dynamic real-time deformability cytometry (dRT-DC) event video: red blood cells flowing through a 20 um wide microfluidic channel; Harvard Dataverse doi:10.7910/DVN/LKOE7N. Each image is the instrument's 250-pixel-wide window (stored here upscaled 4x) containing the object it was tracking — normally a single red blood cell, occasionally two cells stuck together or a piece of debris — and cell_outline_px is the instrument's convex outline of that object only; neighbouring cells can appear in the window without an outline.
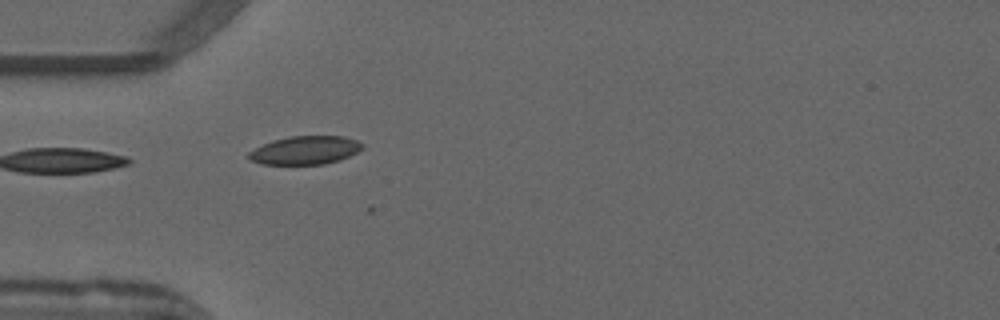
{"species": "common noctule bat (a hibernating species)", "species_latin": "Nyctalus noctula", "temperature_condition": "warm", "stored_images_in_passage": 38, "camera_frame_rate_fps": 3000, "um_per_image_px": 0.085, "animal": {"sex": "male", "forearm_length_mm": 52.5}, "frame": {"image": 1, "passage_image": 2, "time_ms": 0.333, "image_size_px": [1000, 320], "cell_outline_px": [[364, 148], [340, 160], [324, 164], [260, 164], [252, 160], [248, 156], [248, 152], [272, 140], [288, 136], [344, 136], [356, 140], [364, 144]], "centroid_in_image_um": [25.96, 12.76], "position_along_channel_um": 59.0, "area_um2": 18.73}}
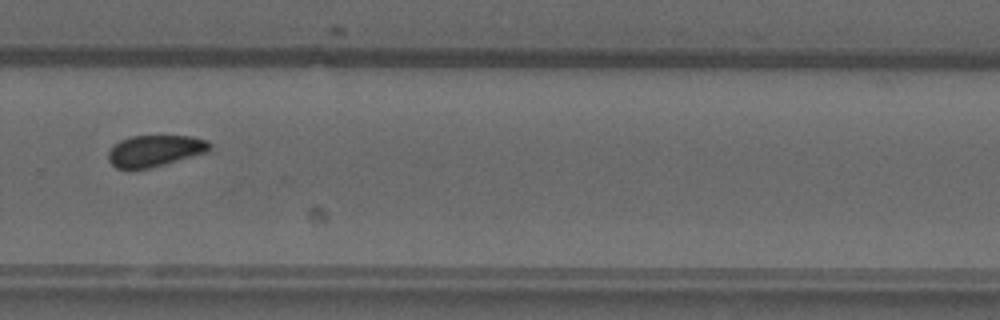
{"frame": {"image": 2, "passage_image": 22, "time_ms": 7.0, "image_size_px": [1000, 320], "cell_outline_px": [[212, 148], [208, 152], [148, 168], [116, 168], [108, 160], [108, 152], [120, 140], [132, 136], [192, 136], [208, 140], [212, 144]], "centroid_in_image_um": [13.22, 12.8], "position_along_channel_um": 316.6, "area_um2": 18.38}}
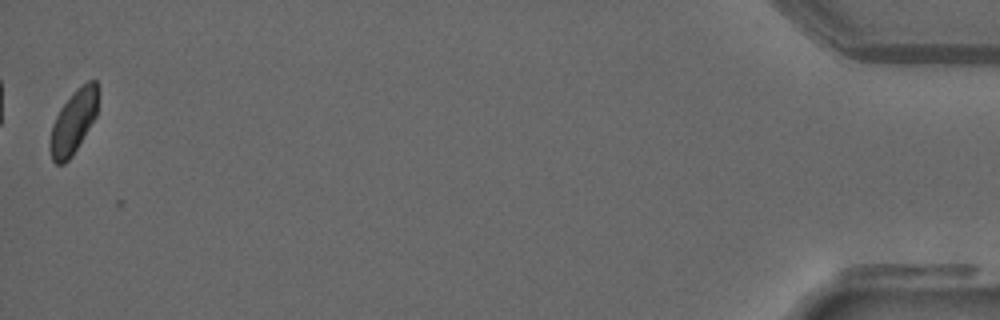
{"frame": {"image": 3, "passage_image": 38, "time_ms": 12.333, "image_size_px": [1000, 320], "cell_outline_px": [[100, 92], [96, 116], [72, 156], [64, 164], [56, 164], [52, 160], [48, 148], [48, 144], [52, 124], [60, 108], [76, 88], [88, 80], [96, 80]], "centroid_in_image_um": [6.24, 10.34], "position_along_channel_um": 429.0, "area_um2": 18.15}}